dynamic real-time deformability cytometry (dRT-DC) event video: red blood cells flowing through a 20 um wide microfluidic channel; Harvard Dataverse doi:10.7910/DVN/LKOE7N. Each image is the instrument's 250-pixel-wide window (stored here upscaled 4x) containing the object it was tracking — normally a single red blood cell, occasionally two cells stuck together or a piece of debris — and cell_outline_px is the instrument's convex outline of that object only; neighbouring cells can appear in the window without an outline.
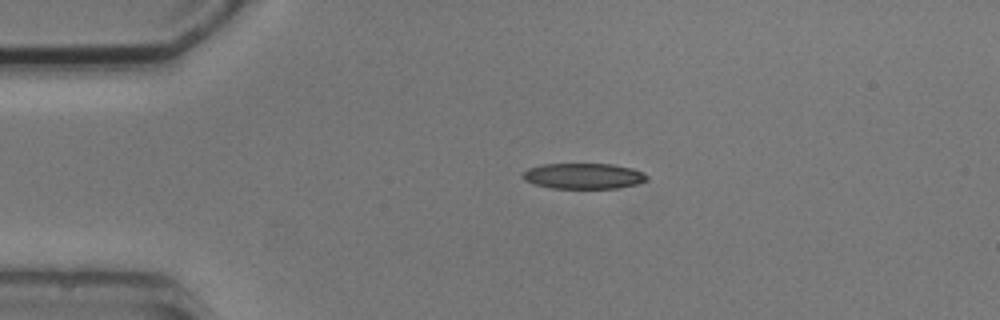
{"species": "common noctule bat (a hibernating species)", "species_latin": "Nyctalus noctula", "temperature_condition": "cold", "stored_images_in_passage": 3, "camera_frame_rate_fps": 3000, "um_per_image_px": 0.085, "animal": {"sex": "male", "body_mass_g": 20.5, "forearm_length_mm": 52.5}, "frame": {"image": 1, "passage_image": 1, "time_ms": 0.0, "image_size_px": [1000, 320], "cell_outline_px": [[648, 180], [636, 184], [616, 188], [552, 188], [532, 184], [524, 180], [520, 176], [528, 168], [540, 164], [612, 164], [632, 168], [644, 172], [648, 176]], "centroid_in_image_um": [49.58, 14.96], "position_along_channel_um": 35.4, "area_um2": 18.73}}